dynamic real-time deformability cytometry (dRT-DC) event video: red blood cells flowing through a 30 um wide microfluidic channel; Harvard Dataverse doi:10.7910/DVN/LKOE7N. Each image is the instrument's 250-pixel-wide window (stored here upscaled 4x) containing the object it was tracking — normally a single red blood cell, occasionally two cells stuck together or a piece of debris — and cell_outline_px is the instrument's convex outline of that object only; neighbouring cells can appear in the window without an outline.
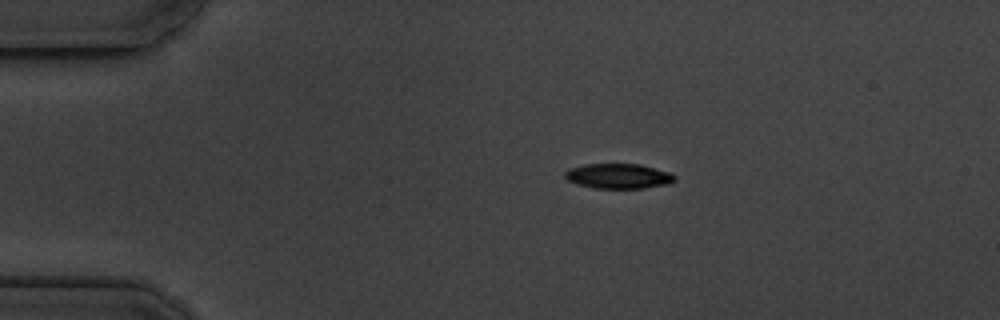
{"species": "common noctule bat (a hibernating species)", "species_latin": "Nyctalus noctula", "temperature_condition": "cold", "stored_images_in_passage": 6, "camera_frame_rate_fps": 3000, "um_per_image_px": 0.085, "animal": {"sex": "male", "body_mass_g": 19.5, "forearm_length_mm": 54.6}, "frame": {"image": 1, "passage_image": 1, "time_ms": 0.0, "image_size_px": [1000, 320], "cell_outline_px": [[676, 180], [668, 184], [644, 188], [596, 188], [576, 184], [568, 180], [564, 176], [564, 172], [568, 168], [584, 164], [640, 164], [668, 172], [676, 176]], "centroid_in_image_um": [52.54, 14.96], "position_along_channel_um": 32.5, "area_um2": 16.01}}
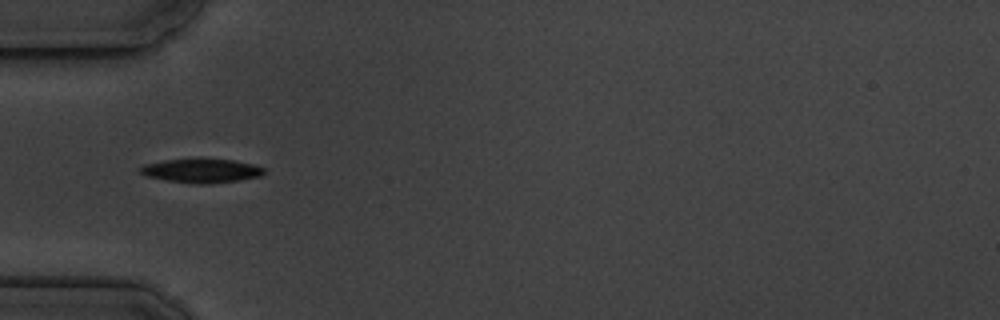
{"frame": {"image": 2, "passage_image": 3, "time_ms": 2.333, "image_size_px": [1000, 320], "cell_outline_px": [[264, 172], [260, 176], [236, 180], [208, 184], [200, 184], [164, 180], [148, 176], [140, 172], [136, 168], [144, 164], [164, 160], [196, 156], [232, 160], [252, 164], [264, 168]], "centroid_in_image_um": [17.05, 14.46], "position_along_channel_um": 68.0, "area_um2": 17.8}}
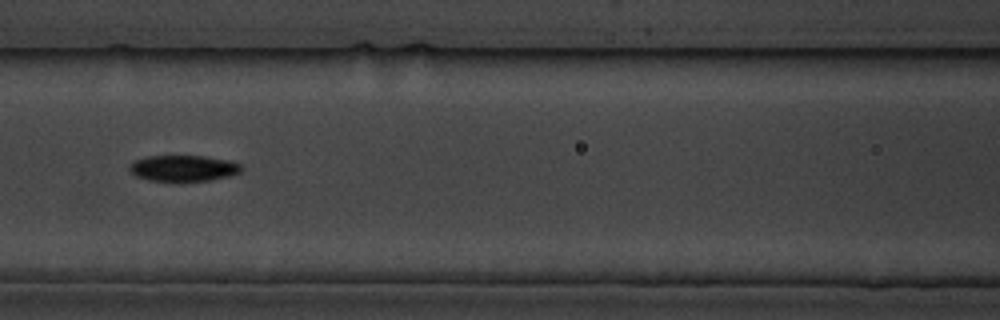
{"frame": {"image": 3, "passage_image": 5, "time_ms": 4.667, "image_size_px": [1000, 320], "cell_outline_px": [[244, 168], [240, 172], [228, 176], [212, 180], [180, 184], [148, 180], [136, 176], [128, 168], [136, 160], [148, 156], [204, 156], [232, 160], [240, 164]], "centroid_in_image_um": [15.63, 14.34], "position_along_channel_um": 151.0, "area_um2": 17.69}}